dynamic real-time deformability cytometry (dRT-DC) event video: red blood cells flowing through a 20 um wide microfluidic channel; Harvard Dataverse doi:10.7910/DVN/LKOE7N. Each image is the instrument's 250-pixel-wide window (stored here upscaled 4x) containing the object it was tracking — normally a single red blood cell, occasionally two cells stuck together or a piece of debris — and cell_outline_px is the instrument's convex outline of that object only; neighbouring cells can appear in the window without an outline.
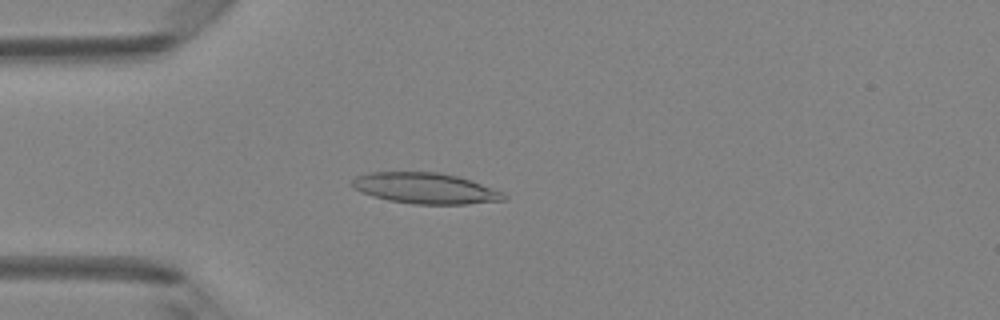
{"species": "Egyptian fruit bat (a non-hibernating species)", "species_latin": "Rousettus aegyptiacus", "temperature_condition": "room temperature", "stored_images_in_passage": 48, "camera_frame_rate_fps": 3000, "um_per_image_px": 0.085, "animal": {"sex": "female"}, "frame": {"image": 1, "passage_image": 13, "time_ms": 4.0, "image_size_px": [1000, 320], "cell_outline_px": [[508, 196], [504, 200], [468, 204], [412, 204], [388, 200], [372, 196], [360, 192], [352, 188], [352, 180], [356, 176], [372, 172], [440, 172], [456, 176], [504, 192]], "centroid_in_image_um": [36.12, 16.01], "position_along_channel_um": 48.9, "area_um2": 27.22}}
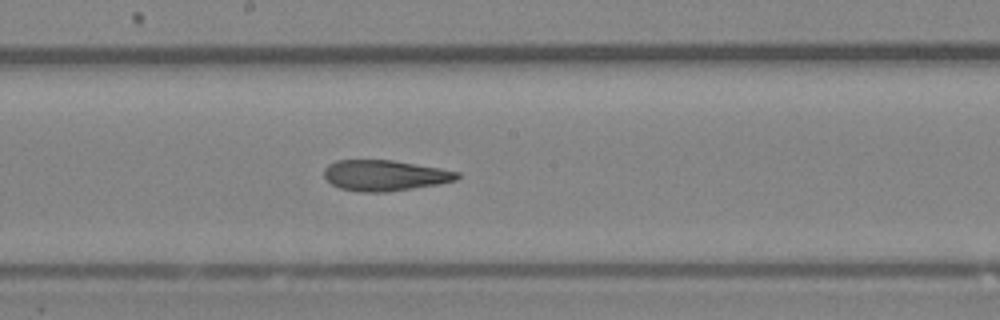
{"frame": {"image": 2, "passage_image": 26, "time_ms": 8.333, "image_size_px": [1000, 320], "cell_outline_px": [[460, 176], [456, 180], [436, 184], [388, 192], [360, 192], [340, 188], [332, 184], [324, 176], [324, 168], [328, 164], [336, 160], [392, 160], [440, 168], [460, 172]], "centroid_in_image_um": [32.68, 14.91], "position_along_channel_um": 215.5, "area_um2": 23.76}}
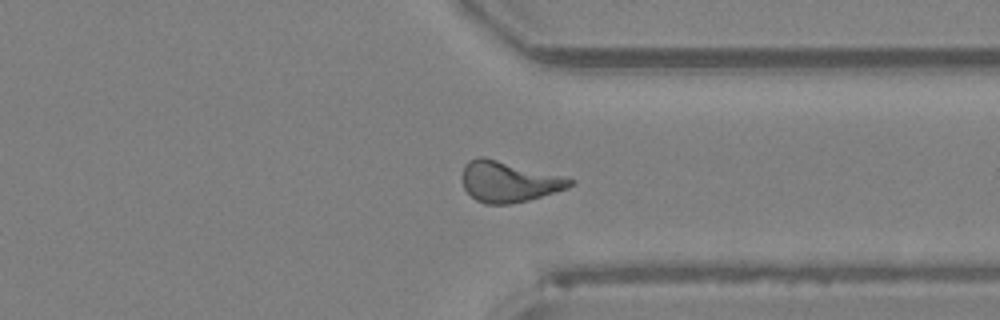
{"frame": {"image": 3, "passage_image": 37, "time_ms": 12.0, "image_size_px": [1000, 320], "cell_outline_px": [[576, 180], [568, 188], [528, 200], [508, 204], [484, 204], [476, 200], [464, 188], [464, 164], [468, 160], [480, 156], [484, 156]], "centroid_in_image_um": [43.23, 15.44], "position_along_channel_um": 368.2, "area_um2": 25.2}, "authors_computed_cell_mechanics": {"area_um2": 25.1719, "velocity_mm_per_s": 4.1609, "shape_relaxation_time_tau1_ms": null, "shape_relaxation_time_tau2_ms": 3.266, "deformation_change_tau1": null, "deformation_change_tau2": 0.1175}}